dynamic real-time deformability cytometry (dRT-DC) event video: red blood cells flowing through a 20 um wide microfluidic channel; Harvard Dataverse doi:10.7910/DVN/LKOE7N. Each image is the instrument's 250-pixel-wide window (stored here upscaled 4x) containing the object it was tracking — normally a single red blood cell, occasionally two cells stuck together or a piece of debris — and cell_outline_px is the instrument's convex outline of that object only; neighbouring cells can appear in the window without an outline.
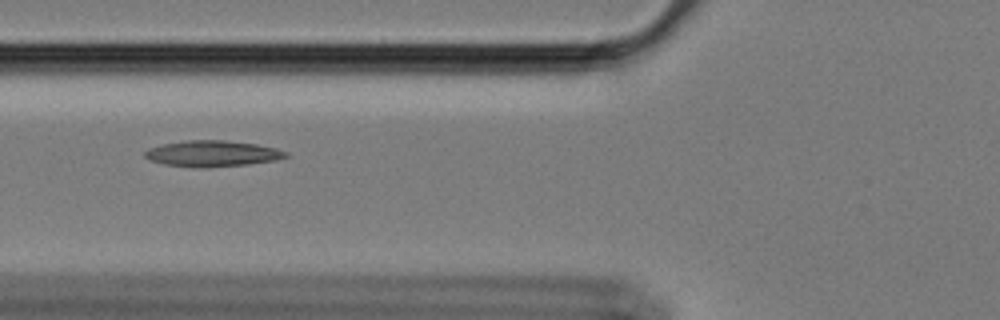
{"species": "Egyptian fruit bat (a non-hibernating species)", "species_latin": "Rousettus aegyptiacus", "temperature_condition": "cold", "stored_images_in_passage": 45, "camera_frame_rate_fps": 3000, "um_per_image_px": 0.085, "animal": {"sex": "female"}, "frame": {"image": 1, "passage_image": 8, "time_ms": 2.333, "image_size_px": [1000, 320], "cell_outline_px": [[288, 156], [276, 160], [248, 164], [164, 164], [148, 160], [144, 156], [144, 152], [148, 148], [160, 144], [184, 140], [224, 140], [256, 144], [276, 148], [288, 152]], "centroid_in_image_um": [18.05, 12.99], "position_along_channel_um": 107.8, "area_um2": 20.29}}
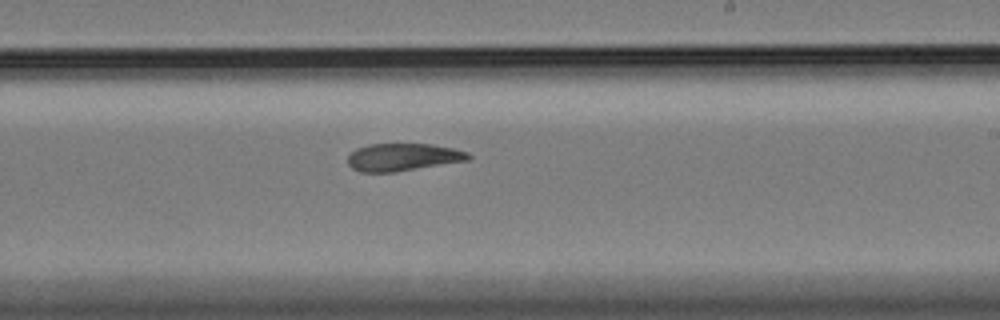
{"frame": {"image": 2, "passage_image": 21, "time_ms": 6.667, "image_size_px": [1000, 320], "cell_outline_px": [[472, 156], [468, 160], [396, 172], [360, 172], [352, 168], [348, 164], [348, 156], [356, 148], [368, 144], [432, 144], [452, 148], [468, 152]], "centroid_in_image_um": [34.23, 13.36], "position_along_channel_um": 254.8, "area_um2": 19.36}}
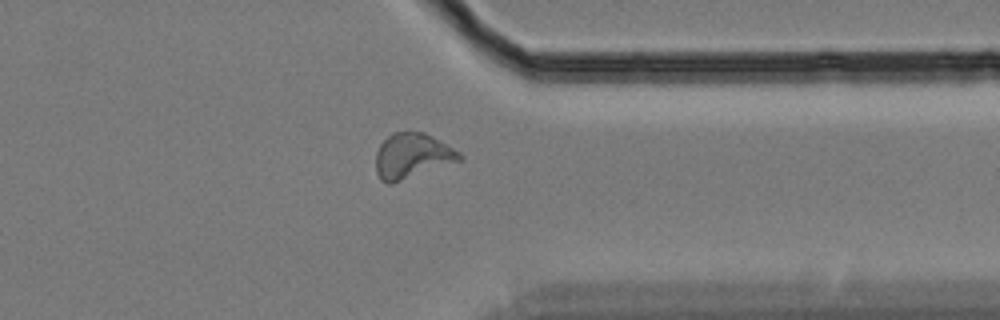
{"frame": {"image": 3, "passage_image": 32, "time_ms": 10.333, "image_size_px": [1000, 320], "cell_outline_px": [[464, 160], [392, 184], [388, 184], [380, 180], [376, 172], [376, 152], [380, 144], [392, 132], [408, 128], [424, 132], [432, 136], [460, 152], [464, 156]], "centroid_in_image_um": [35.04, 13.23], "position_along_channel_um": 376.4, "area_um2": 22.77}, "authors_computed_cell_mechanics": {"area_um2": 20.2878, "velocity_mm_per_s": 3.3938, "shape_relaxation_time_tau1_ms": null, "shape_relaxation_time_tau2_ms": 7.1608, "deformation_change_tau1": null, "deformation_change_tau2": 0.1521}}